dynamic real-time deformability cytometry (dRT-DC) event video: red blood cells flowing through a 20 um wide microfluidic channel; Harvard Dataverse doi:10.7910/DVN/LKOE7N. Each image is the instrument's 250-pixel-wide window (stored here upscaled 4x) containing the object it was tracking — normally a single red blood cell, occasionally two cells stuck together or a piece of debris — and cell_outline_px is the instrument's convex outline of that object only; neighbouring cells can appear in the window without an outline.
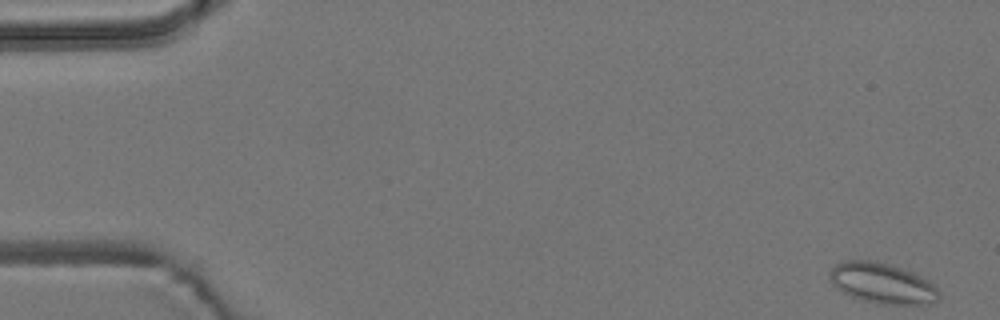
{"species": "common noctule bat (a hibernating species)", "species_latin": "Nyctalus noctula", "temperature_condition": "room temperature", "stored_images_in_passage": 56, "camera_frame_rate_fps": 3000, "um_per_image_px": 0.085, "animal": {"sex": "male", "body_mass_g": 19.2, "forearm_length_mm": 51.8}, "frame": {"image": 1, "passage_image": 1, "time_ms": 0.0, "image_size_px": [1000, 320], "cell_outline_px": [[940, 300], [928, 304], [876, 304], [852, 296], [836, 288], [832, 284], [828, 276], [828, 272], [836, 264], [844, 260], [872, 260], [892, 264], [912, 272], [928, 280], [940, 292]], "centroid_in_image_um": [74.99, 24.07], "position_along_channel_um": 10.0, "area_um2": 26.01}}
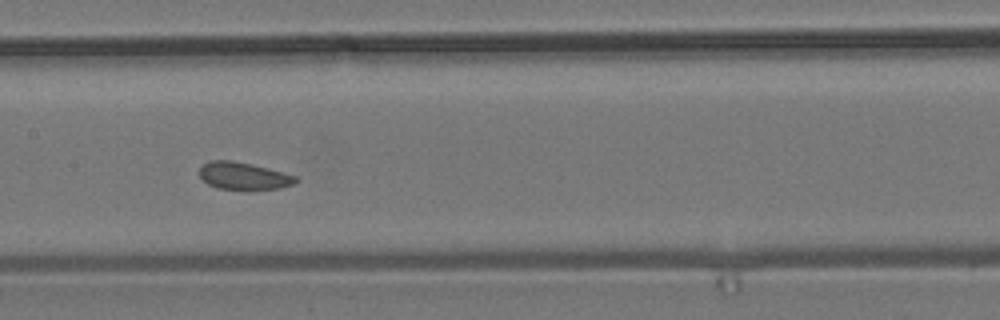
{"frame": {"image": 2, "passage_image": 27, "time_ms": 8.667, "image_size_px": [1000, 320], "cell_outline_px": [[300, 180], [292, 184], [280, 188], [216, 188], [208, 184], [200, 176], [200, 168], [208, 160], [232, 160], [252, 164], [296, 176]], "centroid_in_image_um": [20.68, 14.92], "position_along_channel_um": 186.7, "area_um2": 14.91}}
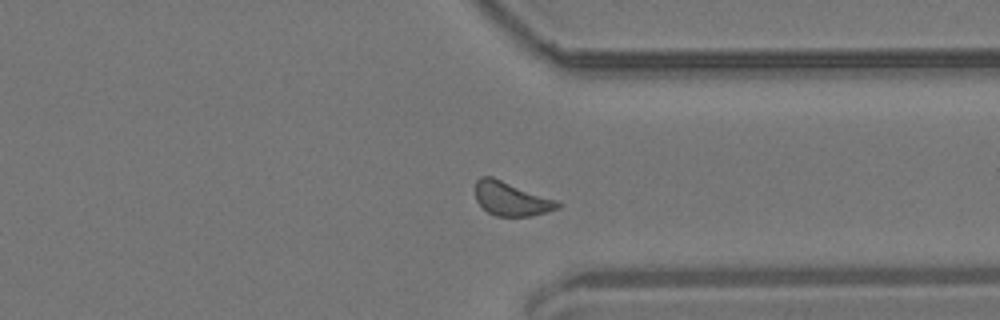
{"frame": {"image": 3, "passage_image": 42, "time_ms": 13.667, "image_size_px": [1000, 320], "cell_outline_px": [[560, 208], [548, 212], [532, 216], [496, 216], [488, 212], [476, 200], [476, 180], [480, 176], [492, 176], [556, 200], [560, 204]], "centroid_in_image_um": [43.45, 16.9], "position_along_channel_um": 367.9, "area_um2": 16.18}}